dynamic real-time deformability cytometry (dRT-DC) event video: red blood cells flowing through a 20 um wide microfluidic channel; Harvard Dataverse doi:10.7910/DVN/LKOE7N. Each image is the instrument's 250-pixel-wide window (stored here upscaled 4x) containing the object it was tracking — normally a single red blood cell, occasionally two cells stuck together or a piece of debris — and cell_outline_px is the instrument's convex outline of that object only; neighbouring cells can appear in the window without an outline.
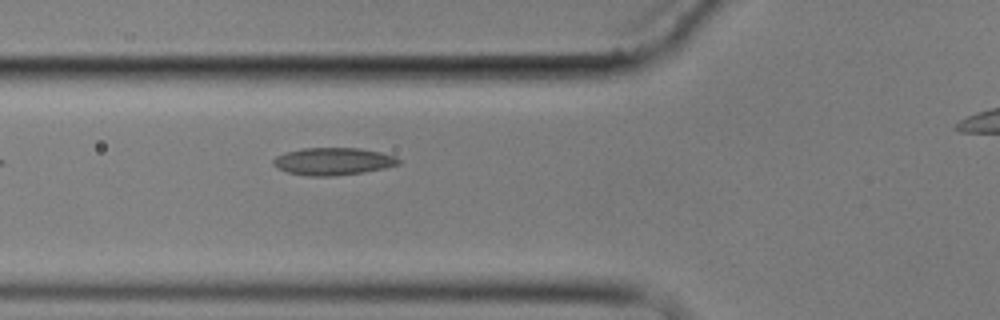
{"species": "common noctule bat (a hibernating species)", "species_latin": "Nyctalus noctula", "temperature_condition": "cold", "stored_images_in_passage": 6, "segment_of_instrument_passage": [1, 2], "camera_frame_rate_fps": 3000, "um_per_image_px": 0.085, "animal": {"sex": "male", "body_mass_g": 17.9}, "frame": {"image": 1, "passage_image": 5, "time_ms": 5.667, "image_size_px": [1000, 320], "cell_outline_px": [[400, 164], [384, 168], [364, 172], [336, 176], [308, 176], [288, 172], [276, 168], [272, 164], [272, 160], [276, 156], [288, 152], [304, 148], [360, 148], [380, 152], [396, 156], [400, 160]], "centroid_in_image_um": [28.32, 13.72], "position_along_channel_um": 97.5, "area_um2": 20.06}}